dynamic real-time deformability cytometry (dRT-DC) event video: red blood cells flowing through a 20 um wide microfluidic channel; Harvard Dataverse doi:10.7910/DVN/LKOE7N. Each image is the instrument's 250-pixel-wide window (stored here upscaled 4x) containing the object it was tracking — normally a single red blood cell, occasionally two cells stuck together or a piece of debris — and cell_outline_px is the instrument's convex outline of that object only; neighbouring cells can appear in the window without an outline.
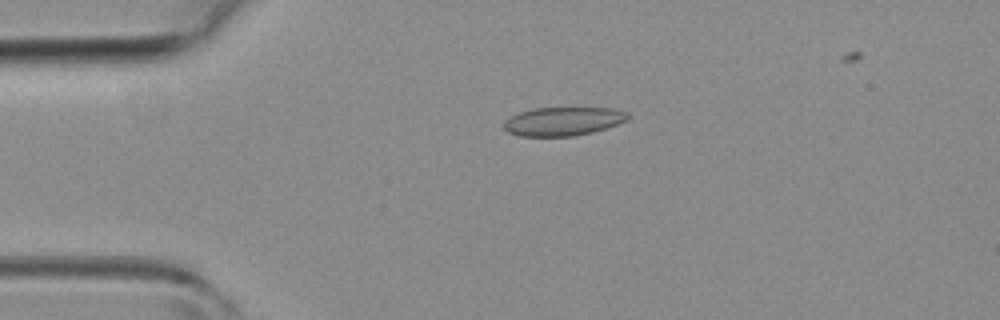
{"species": "common noctule bat (a hibernating species)", "species_latin": "Nyctalus noctula", "temperature_condition": "room temperature", "stored_images_in_passage": 4, "camera_frame_rate_fps": 3000, "um_per_image_px": 0.085, "animal": {"sex": "female", "body_mass_g": 19.3, "forearm_length_mm": 54.1}, "frame": {"image": 1, "passage_image": 4, "time_ms": 4.333, "image_size_px": [1000, 320], "cell_outline_px": [[628, 120], [592, 132], [572, 136], [520, 136], [508, 132], [504, 128], [504, 120], [520, 112], [536, 108], [616, 108], [628, 112]], "centroid_in_image_um": [47.87, 10.31], "position_along_channel_um": 37.1, "area_um2": 20.52}}